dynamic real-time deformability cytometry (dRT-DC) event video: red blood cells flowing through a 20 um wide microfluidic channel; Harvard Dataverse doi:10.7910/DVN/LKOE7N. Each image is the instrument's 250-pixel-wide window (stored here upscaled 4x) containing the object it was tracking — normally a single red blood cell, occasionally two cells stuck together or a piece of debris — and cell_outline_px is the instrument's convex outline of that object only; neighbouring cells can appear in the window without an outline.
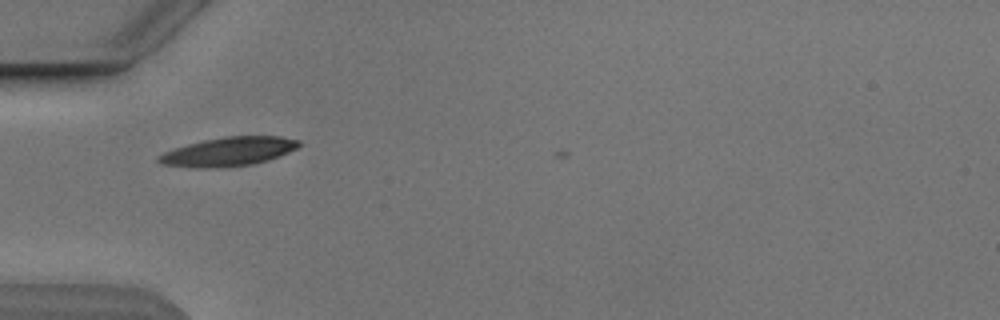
{"species": "Egyptian fruit bat (a non-hibernating species)", "species_latin": "Rousettus aegyptiacus", "temperature_condition": "cold", "stored_images_in_passage": 4, "camera_frame_rate_fps": 3000, "um_per_image_px": 0.085, "animal": {"sex": "male"}, "frame": {"image": 1, "passage_image": 3, "time_ms": 2.333, "image_size_px": [1000, 320], "cell_outline_px": [[300, 144], [296, 148], [280, 156], [268, 160], [252, 164], [208, 168], [192, 168], [164, 164], [156, 160], [156, 156], [164, 152], [188, 144], [204, 140], [224, 136], [280, 136], [300, 140]], "centroid_in_image_um": [19.42, 12.88], "position_along_channel_um": 65.6, "area_um2": 23.47}}